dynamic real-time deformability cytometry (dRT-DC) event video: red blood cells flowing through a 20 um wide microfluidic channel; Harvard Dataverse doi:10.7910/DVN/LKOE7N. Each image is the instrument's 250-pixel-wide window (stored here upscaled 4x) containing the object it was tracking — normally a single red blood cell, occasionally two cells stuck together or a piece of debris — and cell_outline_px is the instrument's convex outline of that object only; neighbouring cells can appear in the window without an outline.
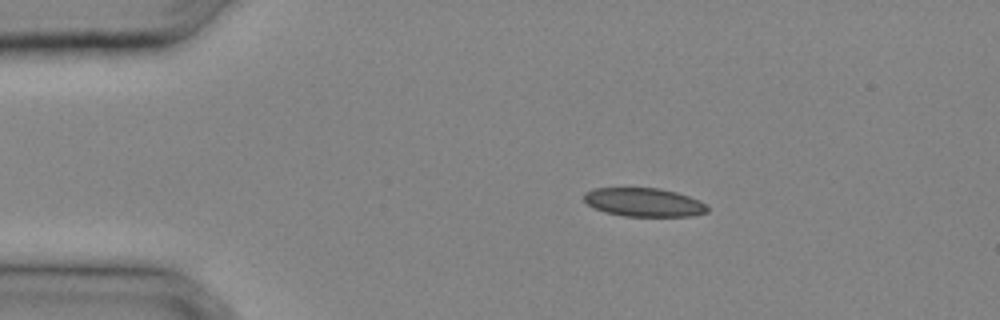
{"species": "common noctule bat (a hibernating species)", "species_latin": "Nyctalus noctula", "temperature_condition": "cold", "stored_images_in_passage": 26, "camera_frame_rate_fps": 3000, "um_per_image_px": 0.085, "animal": {"sex": "male", "body_mass_g": 20.4}, "frame": {"image": 1, "passage_image": 1, "time_ms": 0.0, "image_size_px": [1000, 320], "cell_outline_px": [[708, 212], [692, 216], [624, 216], [604, 212], [592, 208], [584, 200], [584, 192], [596, 188], [660, 188], [676, 192], [700, 200], [708, 208]], "centroid_in_image_um": [54.71, 17.2], "position_along_channel_um": 30.3, "area_um2": 20.63}}
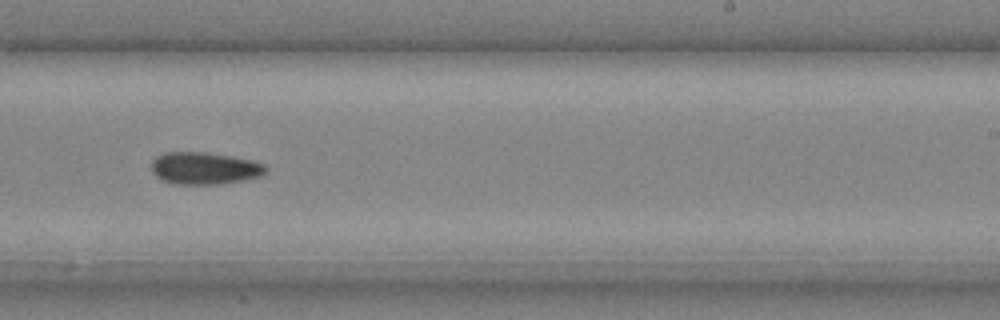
{"frame": {"image": 2, "passage_image": 15, "time_ms": 4.667, "image_size_px": [1000, 320], "cell_outline_px": [[268, 172], [264, 176], [216, 184], [176, 184], [160, 180], [152, 172], [152, 160], [156, 156], [164, 152], [208, 152], [232, 156], [252, 160], [264, 164], [268, 168]], "centroid_in_image_um": [17.4, 14.29], "position_along_channel_um": 271.6, "area_um2": 21.68}}
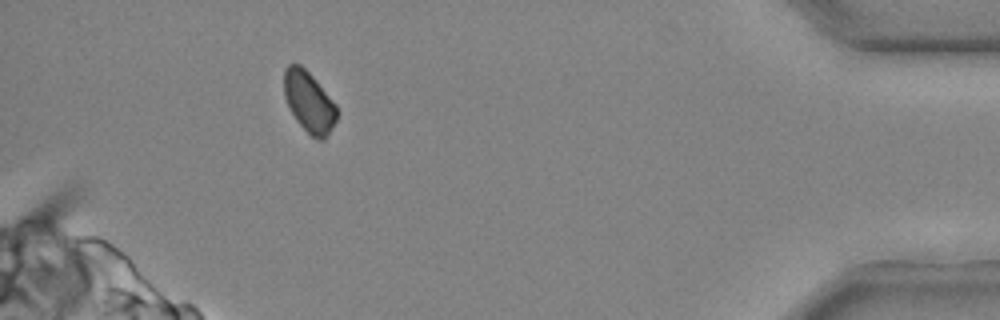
{"frame": {"image": 3, "passage_image": 24, "time_ms": 7.667, "image_size_px": [1000, 320], "cell_outline_px": [[336, 120], [332, 128], [324, 140], [320, 140], [312, 136], [296, 120], [284, 96], [284, 68], [288, 64], [300, 64], [312, 76], [336, 104]], "centroid_in_image_um": [26.26, 8.65], "position_along_channel_um": 408.9, "area_um2": 18.38}}